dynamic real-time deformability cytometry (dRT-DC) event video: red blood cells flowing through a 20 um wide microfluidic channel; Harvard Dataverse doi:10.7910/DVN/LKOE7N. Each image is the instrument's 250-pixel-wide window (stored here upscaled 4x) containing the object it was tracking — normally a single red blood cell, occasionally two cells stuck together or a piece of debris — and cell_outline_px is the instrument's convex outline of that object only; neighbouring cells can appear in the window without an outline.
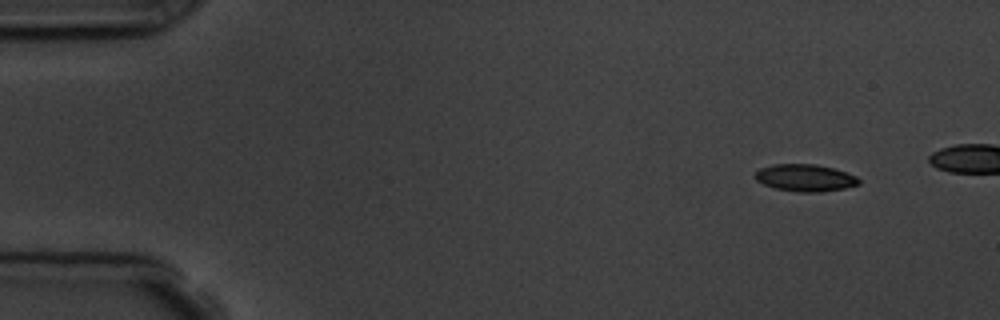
{"species": "common noctule bat (a hibernating species)", "species_latin": "Nyctalus noctula", "temperature_condition": "room temperature", "stored_images_in_passage": 5, "camera_frame_rate_fps": 3000, "um_per_image_px": 0.085, "animal": {"sex": "male", "body_mass_g": 19.5, "forearm_length_mm": 54.6}, "frame": {"image": 1, "passage_image": 1, "time_ms": 0.0, "image_size_px": [1000, 320], "cell_outline_px": [[860, 184], [844, 188], [820, 192], [800, 192], [776, 188], [764, 184], [756, 180], [756, 172], [760, 168], [772, 164], [816, 164], [832, 168], [856, 176], [860, 180]], "centroid_in_image_um": [68.44, 15.11], "position_along_channel_um": 16.6, "area_um2": 16.18}}